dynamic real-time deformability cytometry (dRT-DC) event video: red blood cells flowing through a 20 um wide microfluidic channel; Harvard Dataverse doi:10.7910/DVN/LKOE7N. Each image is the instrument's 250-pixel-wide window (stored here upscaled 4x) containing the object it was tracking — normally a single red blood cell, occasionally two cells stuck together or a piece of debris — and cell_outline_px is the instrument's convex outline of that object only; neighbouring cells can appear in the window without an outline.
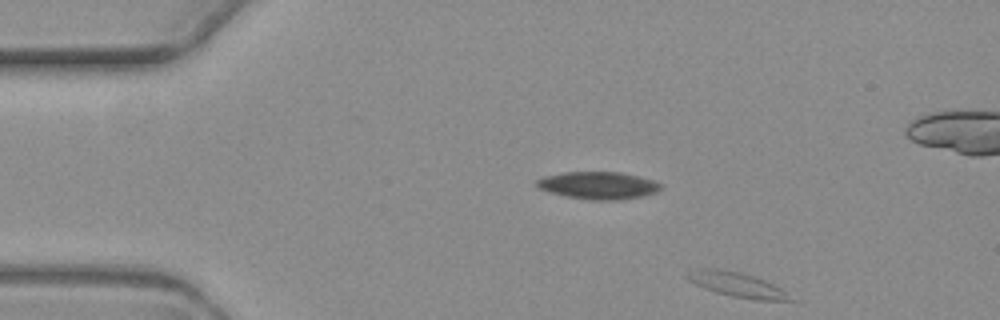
{"species": "common noctule bat (a hibernating species)", "species_latin": "Nyctalus noctula", "temperature_condition": "warm", "stored_images_in_passage": 4, "camera_frame_rate_fps": 3000, "um_per_image_px": 0.085, "animal": {"sex": "female", "body_mass_g": 19.3, "forearm_length_mm": 54.1}, "frame": {"image": 1, "passage_image": 2, "time_ms": 2.333, "image_size_px": [1000, 320], "cell_outline_px": [[796, 300], [756, 300], [732, 296], [716, 292], [704, 288], [688, 280], [684, 276], [688, 272], [700, 268], [720, 268], [740, 272], [764, 280], [780, 288]], "centroid_in_image_um": [62.6, 24.18], "position_along_channel_um": 22.4, "area_um2": 14.62}}